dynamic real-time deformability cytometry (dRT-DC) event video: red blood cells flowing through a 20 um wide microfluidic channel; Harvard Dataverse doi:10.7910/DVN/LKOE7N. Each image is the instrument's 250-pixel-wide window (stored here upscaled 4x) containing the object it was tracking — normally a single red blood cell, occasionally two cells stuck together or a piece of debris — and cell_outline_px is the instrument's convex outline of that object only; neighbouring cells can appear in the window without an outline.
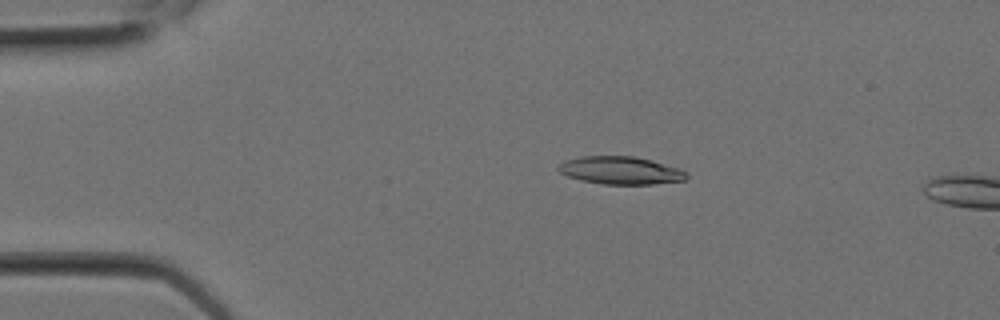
{"species": "Egyptian fruit bat (a non-hibernating species)", "species_latin": "Rousettus aegyptiacus", "temperature_condition": "room temperature", "stored_images_in_passage": 7, "camera_frame_rate_fps": 3000, "um_per_image_px": 0.085, "animal": {"sex": "female"}, "frame": {"image": 1, "passage_image": 4, "time_ms": 1.0, "image_size_px": [1000, 320], "cell_outline_px": [[688, 176], [684, 180], [652, 184], [604, 184], [580, 180], [568, 176], [560, 172], [556, 168], [564, 160], [580, 156], [636, 156], [652, 160], [680, 168]], "centroid_in_image_um": [52.73, 14.47], "position_along_channel_um": 32.3, "area_um2": 20.75}}